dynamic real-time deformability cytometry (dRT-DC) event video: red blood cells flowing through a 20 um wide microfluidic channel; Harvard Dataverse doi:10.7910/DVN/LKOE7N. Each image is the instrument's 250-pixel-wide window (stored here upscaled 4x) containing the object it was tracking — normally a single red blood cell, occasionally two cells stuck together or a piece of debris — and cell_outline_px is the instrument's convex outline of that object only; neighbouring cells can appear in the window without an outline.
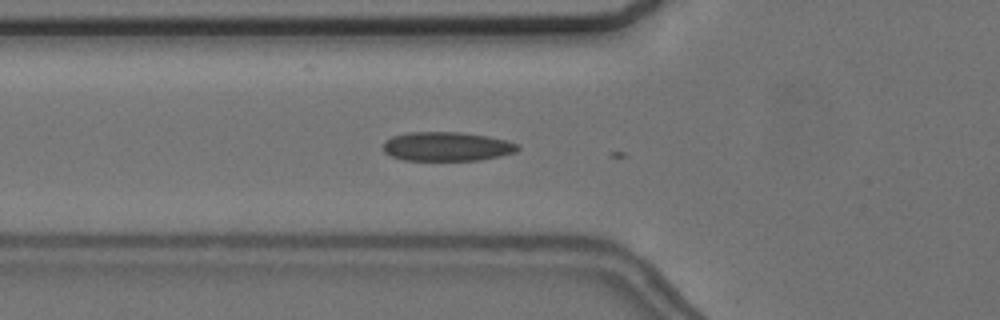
{"species": "common noctule bat (a hibernating species)", "species_latin": "Nyctalus noctula", "temperature_condition": "cold", "stored_images_in_passage": 3, "camera_frame_rate_fps": 3000, "um_per_image_px": 0.085, "animal": {"sex": "female", "body_mass_g": 24.6, "forearm_length_mm": 56.2}, "frame": {"image": 1, "passage_image": 2, "time_ms": 0.333, "image_size_px": [1000, 320], "cell_outline_px": [[520, 148], [516, 152], [500, 156], [480, 160], [404, 160], [392, 156], [384, 152], [384, 140], [392, 136], [408, 132], [460, 132], [488, 136], [520, 144]], "centroid_in_image_um": [37.99, 12.45], "position_along_channel_um": 87.8, "area_um2": 22.89}}